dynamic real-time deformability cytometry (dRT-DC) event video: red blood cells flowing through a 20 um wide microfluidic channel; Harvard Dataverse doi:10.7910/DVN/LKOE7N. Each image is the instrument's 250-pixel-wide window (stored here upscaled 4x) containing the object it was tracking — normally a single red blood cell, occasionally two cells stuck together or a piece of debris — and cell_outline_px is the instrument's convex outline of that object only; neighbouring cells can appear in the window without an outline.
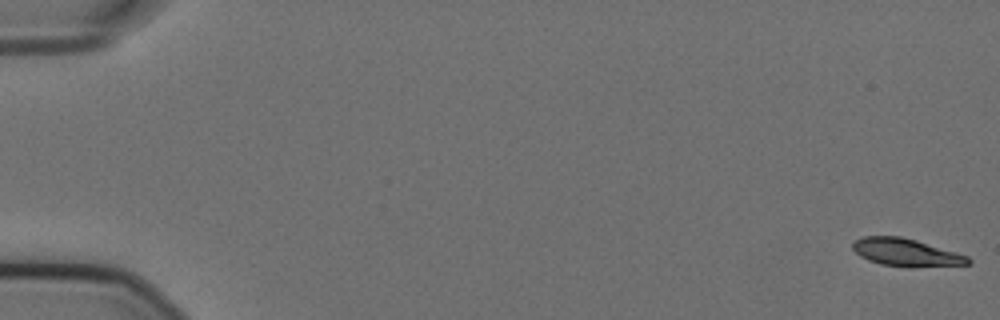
{"species": "Egyptian fruit bat (a non-hibernating species)", "species_latin": "Rousettus aegyptiacus", "temperature_condition": "cold", "stored_images_in_passage": 58, "camera_frame_rate_fps": 3000, "um_per_image_px": 0.085, "animal": {"sex": "female"}, "frame": {"image": 1, "passage_image": 1, "time_ms": 0.0, "image_size_px": [1000, 320], "cell_outline_px": [[972, 264], [912, 268], [908, 268], [880, 264], [868, 260], [860, 256], [852, 248], [852, 244], [856, 240], [864, 236], [900, 236], [916, 240], [956, 252], [968, 256], [972, 260]], "centroid_in_image_um": [77.05, 21.48], "position_along_channel_um": 8.0, "area_um2": 18.84}}
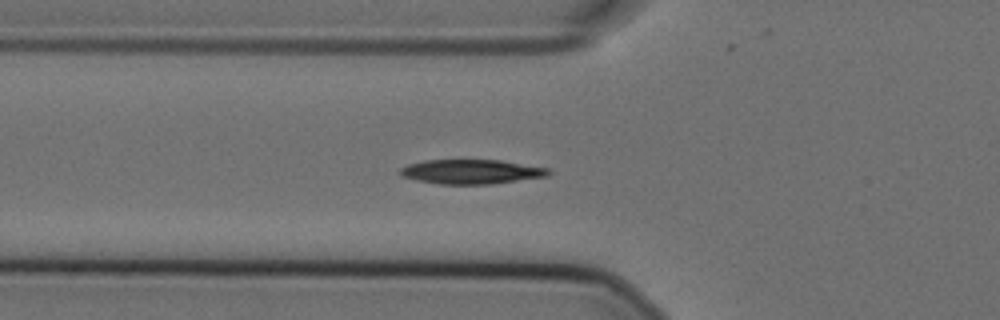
{"frame": {"image": 2, "passage_image": 21, "time_ms": 6.667, "image_size_px": [1000, 320], "cell_outline_px": [[552, 172], [548, 176], [492, 184], [440, 184], [416, 180], [404, 176], [396, 172], [400, 168], [408, 164], [424, 160], [500, 160], [548, 168]], "centroid_in_image_um": [40.05, 14.59], "position_along_channel_um": 85.7, "area_um2": 21.15}}
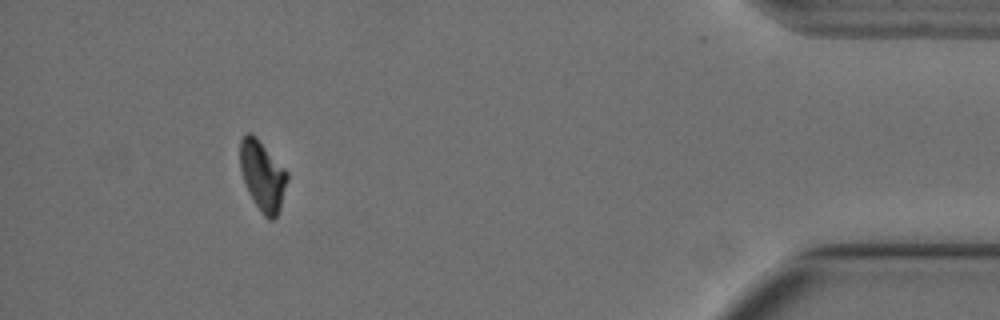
{"frame": {"image": 3, "passage_image": 53, "time_ms": 17.333, "image_size_px": [1000, 320], "cell_outline_px": [[288, 180], [280, 208], [276, 216], [272, 220], [268, 220], [264, 216], [248, 192], [240, 168], [240, 140], [248, 132], [252, 132], [256, 136], [288, 172]], "centroid_in_image_um": [22.32, 14.92], "position_along_channel_um": 412.9, "area_um2": 19.13}}